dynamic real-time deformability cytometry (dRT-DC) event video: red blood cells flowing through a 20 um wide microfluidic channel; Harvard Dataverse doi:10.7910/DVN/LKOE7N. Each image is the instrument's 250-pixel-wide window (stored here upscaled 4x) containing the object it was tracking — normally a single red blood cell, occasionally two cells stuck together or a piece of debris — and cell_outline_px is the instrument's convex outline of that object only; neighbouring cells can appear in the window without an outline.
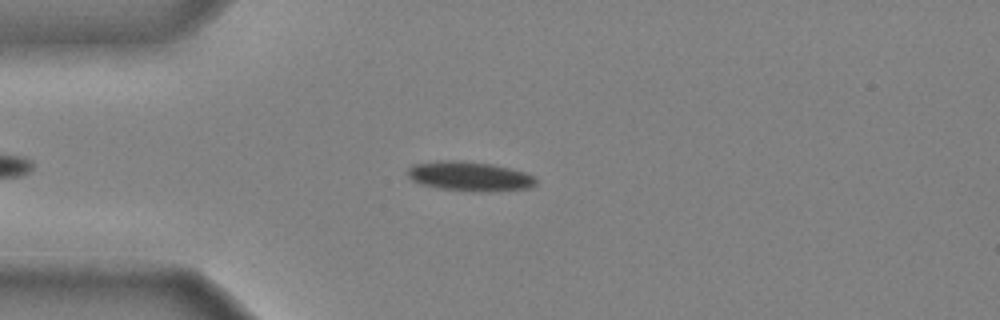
{"species": "common noctule bat (a hibernating species)", "species_latin": "Nyctalus noctula", "temperature_condition": "cold", "stored_images_in_passage": 40, "camera_frame_rate_fps": 3000, "um_per_image_px": 0.085, "animal": {"sex": "male", "body_mass_g": 20.4}, "frame": {"image": 1, "passage_image": 4, "time_ms": 1.0, "image_size_px": [1000, 320], "cell_outline_px": [[536, 184], [528, 188], [436, 188], [420, 184], [412, 180], [408, 176], [408, 168], [412, 164], [436, 160], [460, 160], [492, 164], [512, 168], [536, 176]], "centroid_in_image_um": [39.83, 14.9], "position_along_channel_um": 45.2, "area_um2": 20.98}}
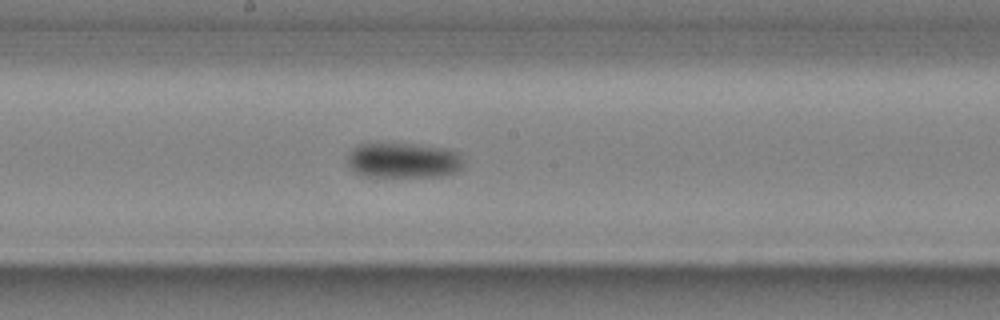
{"frame": {"image": 2, "passage_image": 18, "time_ms": 5.667, "image_size_px": [1000, 320], "cell_outline_px": [[464, 168], [456, 172], [440, 176], [360, 176], [348, 168], [348, 156], [352, 148], [360, 144], [412, 144], [448, 148], [460, 152], [464, 160]], "centroid_in_image_um": [34.33, 13.63], "position_along_channel_um": 213.9, "area_um2": 24.16}}
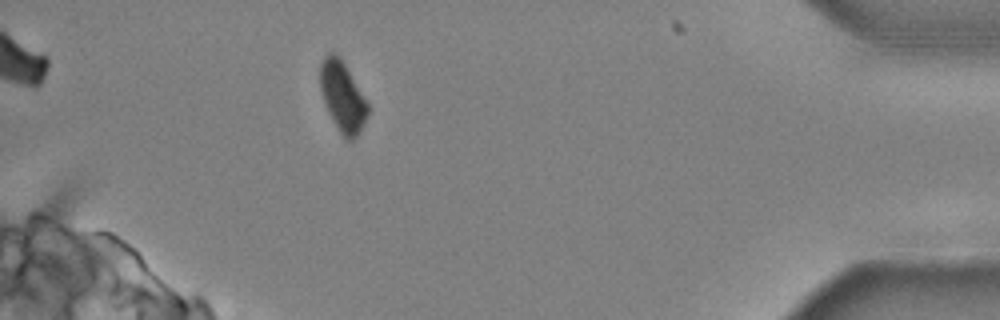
{"frame": {"image": 3, "passage_image": 36, "time_ms": 11.667, "image_size_px": [1000, 320], "cell_outline_px": [[368, 116], [356, 136], [352, 140], [344, 140], [328, 112], [324, 104], [320, 92], [320, 64], [324, 56], [328, 52], [336, 52], [344, 64], [368, 104]], "centroid_in_image_um": [29.08, 8.22], "position_along_channel_um": 406.1, "area_um2": 19.31}, "authors_computed_cell_mechanics": {"area_um2": 22.7443, "velocity_mm_per_s": 3.9567, "shape_relaxation_time_tau1_ms": 2.7958, "shape_relaxation_time_tau2_ms": null, "deformation_change_tau1": 0.1012, "deformation_change_tau2": null}}